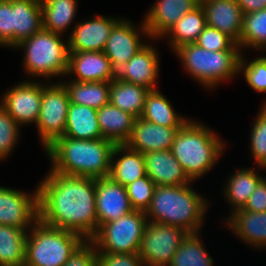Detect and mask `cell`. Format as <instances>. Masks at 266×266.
<instances>
[{
    "mask_svg": "<svg viewBox=\"0 0 266 266\" xmlns=\"http://www.w3.org/2000/svg\"><path fill=\"white\" fill-rule=\"evenodd\" d=\"M39 220L90 240L98 230L95 178L51 170L38 183Z\"/></svg>",
    "mask_w": 266,
    "mask_h": 266,
    "instance_id": "obj_1",
    "label": "cell"
},
{
    "mask_svg": "<svg viewBox=\"0 0 266 266\" xmlns=\"http://www.w3.org/2000/svg\"><path fill=\"white\" fill-rule=\"evenodd\" d=\"M115 144L105 138L83 140L62 136L45 152L50 170L64 175L107 178Z\"/></svg>",
    "mask_w": 266,
    "mask_h": 266,
    "instance_id": "obj_2",
    "label": "cell"
},
{
    "mask_svg": "<svg viewBox=\"0 0 266 266\" xmlns=\"http://www.w3.org/2000/svg\"><path fill=\"white\" fill-rule=\"evenodd\" d=\"M192 183L156 186L151 204L145 212L148 222L177 226L188 233H200L209 202L194 191Z\"/></svg>",
    "mask_w": 266,
    "mask_h": 266,
    "instance_id": "obj_3",
    "label": "cell"
},
{
    "mask_svg": "<svg viewBox=\"0 0 266 266\" xmlns=\"http://www.w3.org/2000/svg\"><path fill=\"white\" fill-rule=\"evenodd\" d=\"M217 133L199 121L190 119L175 135L173 156L191 181L213 169L227 147Z\"/></svg>",
    "mask_w": 266,
    "mask_h": 266,
    "instance_id": "obj_4",
    "label": "cell"
},
{
    "mask_svg": "<svg viewBox=\"0 0 266 266\" xmlns=\"http://www.w3.org/2000/svg\"><path fill=\"white\" fill-rule=\"evenodd\" d=\"M173 53L179 58L186 73L207 90L239 75L241 50L236 43L227 51H209L196 43L184 44Z\"/></svg>",
    "mask_w": 266,
    "mask_h": 266,
    "instance_id": "obj_5",
    "label": "cell"
},
{
    "mask_svg": "<svg viewBox=\"0 0 266 266\" xmlns=\"http://www.w3.org/2000/svg\"><path fill=\"white\" fill-rule=\"evenodd\" d=\"M13 48L23 49V70L33 77H68L69 45L62 35L41 29Z\"/></svg>",
    "mask_w": 266,
    "mask_h": 266,
    "instance_id": "obj_6",
    "label": "cell"
},
{
    "mask_svg": "<svg viewBox=\"0 0 266 266\" xmlns=\"http://www.w3.org/2000/svg\"><path fill=\"white\" fill-rule=\"evenodd\" d=\"M85 239L38 220L28 231L24 266H63Z\"/></svg>",
    "mask_w": 266,
    "mask_h": 266,
    "instance_id": "obj_7",
    "label": "cell"
},
{
    "mask_svg": "<svg viewBox=\"0 0 266 266\" xmlns=\"http://www.w3.org/2000/svg\"><path fill=\"white\" fill-rule=\"evenodd\" d=\"M147 224L146 213L133 210L115 221L102 224L90 240L97 252L138 253Z\"/></svg>",
    "mask_w": 266,
    "mask_h": 266,
    "instance_id": "obj_8",
    "label": "cell"
},
{
    "mask_svg": "<svg viewBox=\"0 0 266 266\" xmlns=\"http://www.w3.org/2000/svg\"><path fill=\"white\" fill-rule=\"evenodd\" d=\"M70 99L64 84L43 83L40 115L36 123L43 149L64 136Z\"/></svg>",
    "mask_w": 266,
    "mask_h": 266,
    "instance_id": "obj_9",
    "label": "cell"
},
{
    "mask_svg": "<svg viewBox=\"0 0 266 266\" xmlns=\"http://www.w3.org/2000/svg\"><path fill=\"white\" fill-rule=\"evenodd\" d=\"M189 233L180 227L148 222L138 251L145 266H168Z\"/></svg>",
    "mask_w": 266,
    "mask_h": 266,
    "instance_id": "obj_10",
    "label": "cell"
},
{
    "mask_svg": "<svg viewBox=\"0 0 266 266\" xmlns=\"http://www.w3.org/2000/svg\"><path fill=\"white\" fill-rule=\"evenodd\" d=\"M43 81L25 80L10 87L1 96L0 105L21 127L37 123L42 100Z\"/></svg>",
    "mask_w": 266,
    "mask_h": 266,
    "instance_id": "obj_11",
    "label": "cell"
},
{
    "mask_svg": "<svg viewBox=\"0 0 266 266\" xmlns=\"http://www.w3.org/2000/svg\"><path fill=\"white\" fill-rule=\"evenodd\" d=\"M38 220V187L33 193H25L0 186V225L29 231Z\"/></svg>",
    "mask_w": 266,
    "mask_h": 266,
    "instance_id": "obj_12",
    "label": "cell"
},
{
    "mask_svg": "<svg viewBox=\"0 0 266 266\" xmlns=\"http://www.w3.org/2000/svg\"><path fill=\"white\" fill-rule=\"evenodd\" d=\"M140 34L150 39L144 20L139 27H136L129 19L122 18L113 27L103 52L110 60L114 71L126 64L147 44Z\"/></svg>",
    "mask_w": 266,
    "mask_h": 266,
    "instance_id": "obj_13",
    "label": "cell"
},
{
    "mask_svg": "<svg viewBox=\"0 0 266 266\" xmlns=\"http://www.w3.org/2000/svg\"><path fill=\"white\" fill-rule=\"evenodd\" d=\"M122 19L96 15L76 24L68 35L70 52L103 51L113 27Z\"/></svg>",
    "mask_w": 266,
    "mask_h": 266,
    "instance_id": "obj_14",
    "label": "cell"
},
{
    "mask_svg": "<svg viewBox=\"0 0 266 266\" xmlns=\"http://www.w3.org/2000/svg\"><path fill=\"white\" fill-rule=\"evenodd\" d=\"M152 45L147 43L126 64L118 68L115 71V79L156 90L160 58L157 49Z\"/></svg>",
    "mask_w": 266,
    "mask_h": 266,
    "instance_id": "obj_15",
    "label": "cell"
},
{
    "mask_svg": "<svg viewBox=\"0 0 266 266\" xmlns=\"http://www.w3.org/2000/svg\"><path fill=\"white\" fill-rule=\"evenodd\" d=\"M95 205L98 228L107 222H112L132 212L127 189L114 182L109 177L95 179Z\"/></svg>",
    "mask_w": 266,
    "mask_h": 266,
    "instance_id": "obj_16",
    "label": "cell"
},
{
    "mask_svg": "<svg viewBox=\"0 0 266 266\" xmlns=\"http://www.w3.org/2000/svg\"><path fill=\"white\" fill-rule=\"evenodd\" d=\"M199 5L200 0H157L143 19L150 39H161L183 15Z\"/></svg>",
    "mask_w": 266,
    "mask_h": 266,
    "instance_id": "obj_17",
    "label": "cell"
},
{
    "mask_svg": "<svg viewBox=\"0 0 266 266\" xmlns=\"http://www.w3.org/2000/svg\"><path fill=\"white\" fill-rule=\"evenodd\" d=\"M67 75L77 82H111L115 71L103 51L70 52Z\"/></svg>",
    "mask_w": 266,
    "mask_h": 266,
    "instance_id": "obj_18",
    "label": "cell"
},
{
    "mask_svg": "<svg viewBox=\"0 0 266 266\" xmlns=\"http://www.w3.org/2000/svg\"><path fill=\"white\" fill-rule=\"evenodd\" d=\"M207 26L216 28L232 38L240 47L243 12L237 0H200Z\"/></svg>",
    "mask_w": 266,
    "mask_h": 266,
    "instance_id": "obj_19",
    "label": "cell"
},
{
    "mask_svg": "<svg viewBox=\"0 0 266 266\" xmlns=\"http://www.w3.org/2000/svg\"><path fill=\"white\" fill-rule=\"evenodd\" d=\"M181 128H172L136 118L133 132L126 145L142 154L171 150L175 135Z\"/></svg>",
    "mask_w": 266,
    "mask_h": 266,
    "instance_id": "obj_20",
    "label": "cell"
},
{
    "mask_svg": "<svg viewBox=\"0 0 266 266\" xmlns=\"http://www.w3.org/2000/svg\"><path fill=\"white\" fill-rule=\"evenodd\" d=\"M143 157L146 175L156 186H179L192 182L171 150L152 151L143 154Z\"/></svg>",
    "mask_w": 266,
    "mask_h": 266,
    "instance_id": "obj_21",
    "label": "cell"
},
{
    "mask_svg": "<svg viewBox=\"0 0 266 266\" xmlns=\"http://www.w3.org/2000/svg\"><path fill=\"white\" fill-rule=\"evenodd\" d=\"M225 226L254 248L266 249V212H251L245 209H236L225 220Z\"/></svg>",
    "mask_w": 266,
    "mask_h": 266,
    "instance_id": "obj_22",
    "label": "cell"
},
{
    "mask_svg": "<svg viewBox=\"0 0 266 266\" xmlns=\"http://www.w3.org/2000/svg\"><path fill=\"white\" fill-rule=\"evenodd\" d=\"M145 175L146 167L143 154L129 148L126 144L115 145L111 155L108 177L126 187Z\"/></svg>",
    "mask_w": 266,
    "mask_h": 266,
    "instance_id": "obj_23",
    "label": "cell"
},
{
    "mask_svg": "<svg viewBox=\"0 0 266 266\" xmlns=\"http://www.w3.org/2000/svg\"><path fill=\"white\" fill-rule=\"evenodd\" d=\"M97 119L103 138L123 145L130 139L136 117L109 102L97 110Z\"/></svg>",
    "mask_w": 266,
    "mask_h": 266,
    "instance_id": "obj_24",
    "label": "cell"
},
{
    "mask_svg": "<svg viewBox=\"0 0 266 266\" xmlns=\"http://www.w3.org/2000/svg\"><path fill=\"white\" fill-rule=\"evenodd\" d=\"M64 136L83 140L103 138L97 119V110L70 103Z\"/></svg>",
    "mask_w": 266,
    "mask_h": 266,
    "instance_id": "obj_25",
    "label": "cell"
},
{
    "mask_svg": "<svg viewBox=\"0 0 266 266\" xmlns=\"http://www.w3.org/2000/svg\"><path fill=\"white\" fill-rule=\"evenodd\" d=\"M15 46L43 28L41 0H12Z\"/></svg>",
    "mask_w": 266,
    "mask_h": 266,
    "instance_id": "obj_26",
    "label": "cell"
},
{
    "mask_svg": "<svg viewBox=\"0 0 266 266\" xmlns=\"http://www.w3.org/2000/svg\"><path fill=\"white\" fill-rule=\"evenodd\" d=\"M258 171L252 168H239L230 177H227L223 196L232 210L243 208L251 194L255 191L258 183L265 177L259 175Z\"/></svg>",
    "mask_w": 266,
    "mask_h": 266,
    "instance_id": "obj_27",
    "label": "cell"
},
{
    "mask_svg": "<svg viewBox=\"0 0 266 266\" xmlns=\"http://www.w3.org/2000/svg\"><path fill=\"white\" fill-rule=\"evenodd\" d=\"M140 118L157 125L172 128H182L190 120L186 116L179 115L168 98L158 89L150 90L147 94L144 110Z\"/></svg>",
    "mask_w": 266,
    "mask_h": 266,
    "instance_id": "obj_28",
    "label": "cell"
},
{
    "mask_svg": "<svg viewBox=\"0 0 266 266\" xmlns=\"http://www.w3.org/2000/svg\"><path fill=\"white\" fill-rule=\"evenodd\" d=\"M207 26L205 12L201 4L183 15L161 38H167V43L174 51L176 48L189 43H195Z\"/></svg>",
    "mask_w": 266,
    "mask_h": 266,
    "instance_id": "obj_29",
    "label": "cell"
},
{
    "mask_svg": "<svg viewBox=\"0 0 266 266\" xmlns=\"http://www.w3.org/2000/svg\"><path fill=\"white\" fill-rule=\"evenodd\" d=\"M150 89L144 86L113 79L110 82L109 102L119 109L129 112L136 118L141 117Z\"/></svg>",
    "mask_w": 266,
    "mask_h": 266,
    "instance_id": "obj_30",
    "label": "cell"
},
{
    "mask_svg": "<svg viewBox=\"0 0 266 266\" xmlns=\"http://www.w3.org/2000/svg\"><path fill=\"white\" fill-rule=\"evenodd\" d=\"M78 0H41L43 29L65 33L77 12Z\"/></svg>",
    "mask_w": 266,
    "mask_h": 266,
    "instance_id": "obj_31",
    "label": "cell"
},
{
    "mask_svg": "<svg viewBox=\"0 0 266 266\" xmlns=\"http://www.w3.org/2000/svg\"><path fill=\"white\" fill-rule=\"evenodd\" d=\"M67 89L70 103L89 106L98 110L109 103L110 82L62 81Z\"/></svg>",
    "mask_w": 266,
    "mask_h": 266,
    "instance_id": "obj_32",
    "label": "cell"
},
{
    "mask_svg": "<svg viewBox=\"0 0 266 266\" xmlns=\"http://www.w3.org/2000/svg\"><path fill=\"white\" fill-rule=\"evenodd\" d=\"M28 231L0 225V266H24Z\"/></svg>",
    "mask_w": 266,
    "mask_h": 266,
    "instance_id": "obj_33",
    "label": "cell"
},
{
    "mask_svg": "<svg viewBox=\"0 0 266 266\" xmlns=\"http://www.w3.org/2000/svg\"><path fill=\"white\" fill-rule=\"evenodd\" d=\"M199 233H189L168 266H214Z\"/></svg>",
    "mask_w": 266,
    "mask_h": 266,
    "instance_id": "obj_34",
    "label": "cell"
},
{
    "mask_svg": "<svg viewBox=\"0 0 266 266\" xmlns=\"http://www.w3.org/2000/svg\"><path fill=\"white\" fill-rule=\"evenodd\" d=\"M266 46V8L243 15L240 35V50L252 48L261 50Z\"/></svg>",
    "mask_w": 266,
    "mask_h": 266,
    "instance_id": "obj_35",
    "label": "cell"
},
{
    "mask_svg": "<svg viewBox=\"0 0 266 266\" xmlns=\"http://www.w3.org/2000/svg\"><path fill=\"white\" fill-rule=\"evenodd\" d=\"M258 113L251 127L249 145L254 163L259 169L266 170V101Z\"/></svg>",
    "mask_w": 266,
    "mask_h": 266,
    "instance_id": "obj_36",
    "label": "cell"
},
{
    "mask_svg": "<svg viewBox=\"0 0 266 266\" xmlns=\"http://www.w3.org/2000/svg\"><path fill=\"white\" fill-rule=\"evenodd\" d=\"M238 72V74L244 75L251 89L259 93H266V60L264 57L260 56L248 61L241 52Z\"/></svg>",
    "mask_w": 266,
    "mask_h": 266,
    "instance_id": "obj_37",
    "label": "cell"
},
{
    "mask_svg": "<svg viewBox=\"0 0 266 266\" xmlns=\"http://www.w3.org/2000/svg\"><path fill=\"white\" fill-rule=\"evenodd\" d=\"M16 121L0 105V161L7 159L19 141L20 128Z\"/></svg>",
    "mask_w": 266,
    "mask_h": 266,
    "instance_id": "obj_38",
    "label": "cell"
},
{
    "mask_svg": "<svg viewBox=\"0 0 266 266\" xmlns=\"http://www.w3.org/2000/svg\"><path fill=\"white\" fill-rule=\"evenodd\" d=\"M155 187L156 185L147 175L127 185V194L132 208L146 212L151 204Z\"/></svg>",
    "mask_w": 266,
    "mask_h": 266,
    "instance_id": "obj_39",
    "label": "cell"
},
{
    "mask_svg": "<svg viewBox=\"0 0 266 266\" xmlns=\"http://www.w3.org/2000/svg\"><path fill=\"white\" fill-rule=\"evenodd\" d=\"M195 43L209 51H227L236 44L228 35L209 26L204 28Z\"/></svg>",
    "mask_w": 266,
    "mask_h": 266,
    "instance_id": "obj_40",
    "label": "cell"
},
{
    "mask_svg": "<svg viewBox=\"0 0 266 266\" xmlns=\"http://www.w3.org/2000/svg\"><path fill=\"white\" fill-rule=\"evenodd\" d=\"M0 46L7 49L15 46L12 0H0Z\"/></svg>",
    "mask_w": 266,
    "mask_h": 266,
    "instance_id": "obj_41",
    "label": "cell"
},
{
    "mask_svg": "<svg viewBox=\"0 0 266 266\" xmlns=\"http://www.w3.org/2000/svg\"><path fill=\"white\" fill-rule=\"evenodd\" d=\"M63 266H97V250L91 240H84Z\"/></svg>",
    "mask_w": 266,
    "mask_h": 266,
    "instance_id": "obj_42",
    "label": "cell"
},
{
    "mask_svg": "<svg viewBox=\"0 0 266 266\" xmlns=\"http://www.w3.org/2000/svg\"><path fill=\"white\" fill-rule=\"evenodd\" d=\"M97 266H145L138 253L97 252Z\"/></svg>",
    "mask_w": 266,
    "mask_h": 266,
    "instance_id": "obj_43",
    "label": "cell"
},
{
    "mask_svg": "<svg viewBox=\"0 0 266 266\" xmlns=\"http://www.w3.org/2000/svg\"><path fill=\"white\" fill-rule=\"evenodd\" d=\"M242 209L251 212H266V177L258 183L255 191L251 194L246 205Z\"/></svg>",
    "mask_w": 266,
    "mask_h": 266,
    "instance_id": "obj_44",
    "label": "cell"
},
{
    "mask_svg": "<svg viewBox=\"0 0 266 266\" xmlns=\"http://www.w3.org/2000/svg\"><path fill=\"white\" fill-rule=\"evenodd\" d=\"M237 3L239 4L243 14L266 8V0H237Z\"/></svg>",
    "mask_w": 266,
    "mask_h": 266,
    "instance_id": "obj_45",
    "label": "cell"
},
{
    "mask_svg": "<svg viewBox=\"0 0 266 266\" xmlns=\"http://www.w3.org/2000/svg\"><path fill=\"white\" fill-rule=\"evenodd\" d=\"M260 51H264V52H265V51H266V46L263 47ZM263 57H264V59L266 60V55H265V56L263 55Z\"/></svg>",
    "mask_w": 266,
    "mask_h": 266,
    "instance_id": "obj_46",
    "label": "cell"
}]
</instances>
